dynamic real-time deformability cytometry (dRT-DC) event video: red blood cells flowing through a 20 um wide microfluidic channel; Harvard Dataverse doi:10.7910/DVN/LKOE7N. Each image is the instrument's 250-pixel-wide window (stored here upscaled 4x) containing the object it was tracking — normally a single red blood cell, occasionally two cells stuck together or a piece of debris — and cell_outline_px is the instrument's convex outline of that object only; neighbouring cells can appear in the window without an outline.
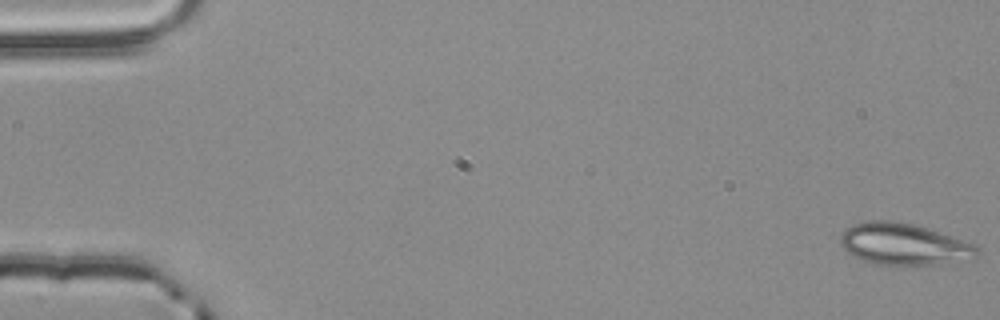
{"species": "common noctule bat (a hibernating species)", "species_latin": "Nyctalus noctula", "temperature_condition": "room temperature", "stored_images_in_passage": 55, "camera_frame_rate_fps": 3000, "um_per_image_px": 0.085, "animal": {"sex": "male", "body_mass_g": 20.4}, "frame": {"image": 1, "passage_image": 1, "time_ms": 0.0, "image_size_px": [1000, 320], "cell_outline_px": [[980, 252], [972, 260], [940, 264], [900, 268], [872, 264], [852, 256], [840, 244], [840, 236], [844, 228], [852, 224], [872, 220], [892, 220], [916, 224], [928, 228], [972, 244], [980, 248]], "centroid_in_image_um": [76.81, 20.8], "position_along_channel_um": 8.2, "area_um2": 34.33}}
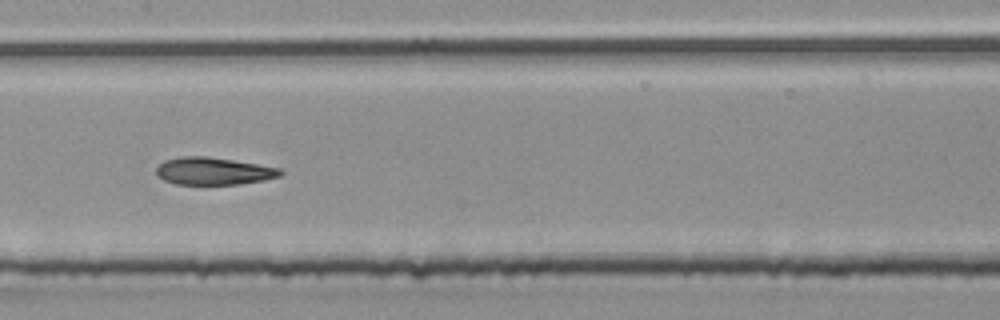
{"frame": {"image": 2, "passage_image": 28, "time_ms": 9.0, "image_size_px": [1000, 320], "cell_outline_px": [[284, 172], [280, 176], [264, 180], [236, 184], [176, 184], [164, 180], [156, 176], [156, 168], [164, 160], [184, 156], [208, 156], [280, 168]], "centroid_in_image_um": [18.12, 14.54], "position_along_channel_um": 189.3, "area_um2": 19.71}}
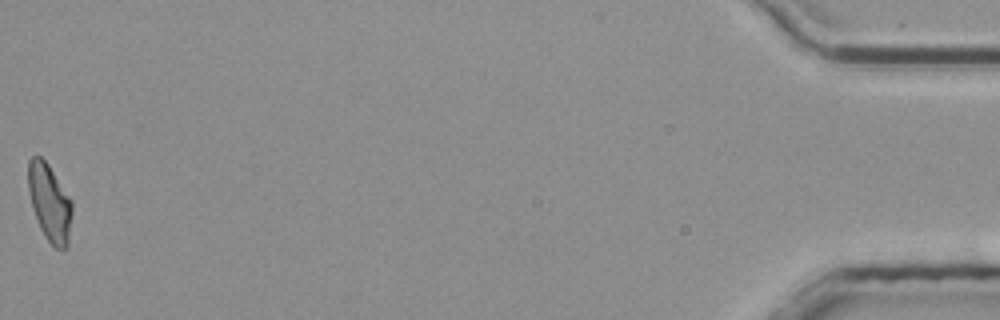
{"frame": {"image": 3, "passage_image": 55, "time_ms": 18.0, "image_size_px": [1000, 320], "cell_outline_px": [[72, 216], [68, 248], [56, 248], [48, 240], [40, 228], [32, 204], [28, 188], [28, 160], [32, 156], [40, 156], [48, 164], [72, 200]], "centroid_in_image_um": [4.24, 17.22], "position_along_channel_um": 431.0, "area_um2": 19.59}, "authors_computed_cell_mechanics": {"area_um2": 20.4612, "velocity_mm_per_s": 3.8412, "shape_relaxation_time_tau1_ms": 7.416, "shape_relaxation_time_tau2_ms": 2.6136, "deformation_change_tau1": 0.1843, "deformation_change_tau2": 0.083}}